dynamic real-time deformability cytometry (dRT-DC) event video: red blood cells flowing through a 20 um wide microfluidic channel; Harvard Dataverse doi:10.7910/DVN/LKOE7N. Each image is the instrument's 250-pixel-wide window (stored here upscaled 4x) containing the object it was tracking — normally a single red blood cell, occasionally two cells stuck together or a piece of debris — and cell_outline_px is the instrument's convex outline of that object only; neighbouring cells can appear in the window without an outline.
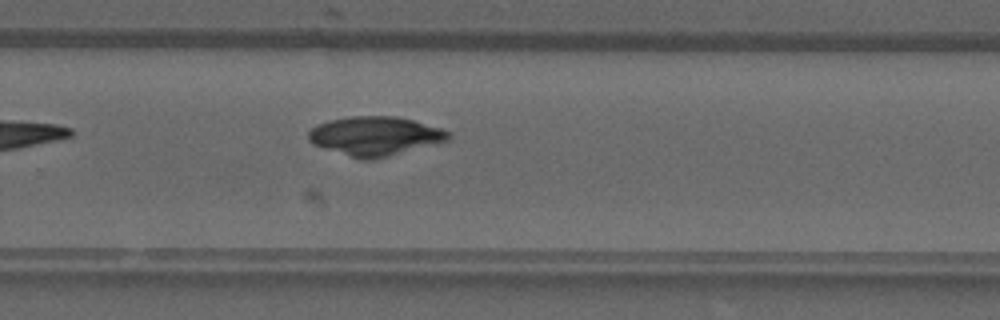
{"species": "common noctule bat (a hibernating species)", "species_latin": "Nyctalus noctula", "temperature_condition": "warm", "stored_images_in_passage": 26, "camera_frame_rate_fps": 3000, "um_per_image_px": 0.085, "animal": {"sex": "male", "forearm_length_mm": 52.5}, "frame": {"image": 1, "passage_image": 14, "time_ms": 4.333, "image_size_px": [1000, 320], "cell_outline_px": [[452, 136], [448, 140], [372, 160], [360, 160], [312, 144], [308, 140], [308, 132], [316, 124], [328, 120], [352, 116], [396, 116], [412, 120], [440, 128], [448, 132]], "centroid_in_image_um": [31.82, 11.56], "position_along_channel_um": 298.0, "area_um2": 31.62}}